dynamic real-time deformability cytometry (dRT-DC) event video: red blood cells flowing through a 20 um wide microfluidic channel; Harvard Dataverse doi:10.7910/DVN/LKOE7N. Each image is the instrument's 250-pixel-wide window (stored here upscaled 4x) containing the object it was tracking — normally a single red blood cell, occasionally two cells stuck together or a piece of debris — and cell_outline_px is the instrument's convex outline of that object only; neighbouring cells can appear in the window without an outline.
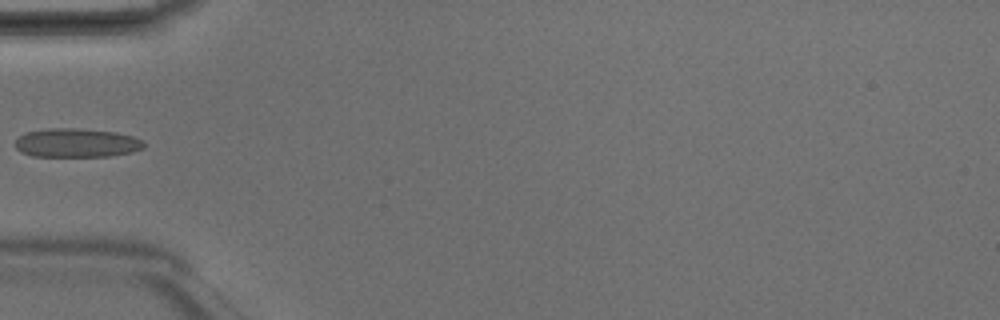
{"species": "Egyptian fruit bat (a non-hibernating species)", "species_latin": "Rousettus aegyptiacus", "temperature_condition": "room temperature", "stored_images_in_passage": 5, "camera_frame_rate_fps": 3000, "um_per_image_px": 0.085, "animal": {"sex": "male"}, "frame": {"image": 1, "passage_image": 5, "time_ms": 1.333, "image_size_px": [1000, 320], "cell_outline_px": [[144, 148], [132, 152], [108, 156], [32, 156], [20, 152], [16, 148], [16, 140], [24, 132], [48, 128], [76, 128], [116, 132], [132, 136], [144, 140]], "centroid_in_image_um": [6.5, 12.14], "position_along_channel_um": 78.5, "area_um2": 21.73}}